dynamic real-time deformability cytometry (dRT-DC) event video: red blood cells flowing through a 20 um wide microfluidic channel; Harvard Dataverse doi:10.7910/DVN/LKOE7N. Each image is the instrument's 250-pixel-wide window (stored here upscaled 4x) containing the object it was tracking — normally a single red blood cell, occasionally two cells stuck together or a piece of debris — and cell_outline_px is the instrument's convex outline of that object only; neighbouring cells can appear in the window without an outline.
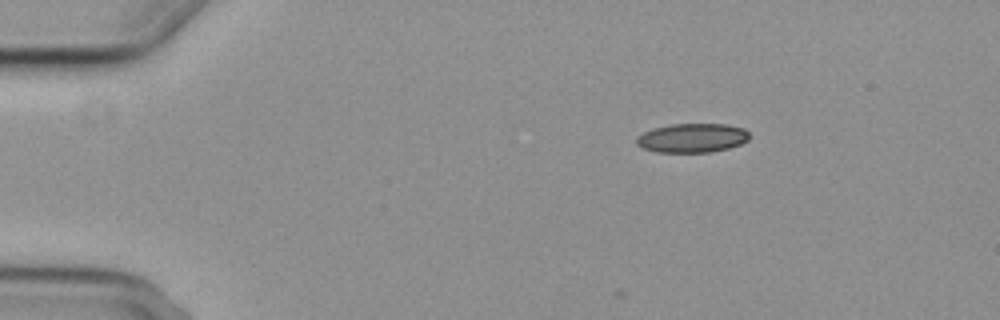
{"species": "common noctule bat (a hibernating species)", "species_latin": "Nyctalus noctula", "temperature_condition": "cold", "stored_images_in_passage": 2, "camera_frame_rate_fps": 3000, "um_per_image_px": 0.085, "animal": {"sex": "female", "body_mass_g": 29.2, "forearm_length_mm": 56.3}, "frame": {"image": 1, "passage_image": 2, "time_ms": 1.333, "image_size_px": [1000, 320], "cell_outline_px": [[748, 140], [740, 144], [728, 148], [708, 152], [656, 152], [644, 148], [636, 144], [636, 136], [652, 128], [672, 124], [728, 124], [744, 128], [748, 132]], "centroid_in_image_um": [58.82, 11.72], "position_along_channel_um": 26.2, "area_um2": 19.13}}